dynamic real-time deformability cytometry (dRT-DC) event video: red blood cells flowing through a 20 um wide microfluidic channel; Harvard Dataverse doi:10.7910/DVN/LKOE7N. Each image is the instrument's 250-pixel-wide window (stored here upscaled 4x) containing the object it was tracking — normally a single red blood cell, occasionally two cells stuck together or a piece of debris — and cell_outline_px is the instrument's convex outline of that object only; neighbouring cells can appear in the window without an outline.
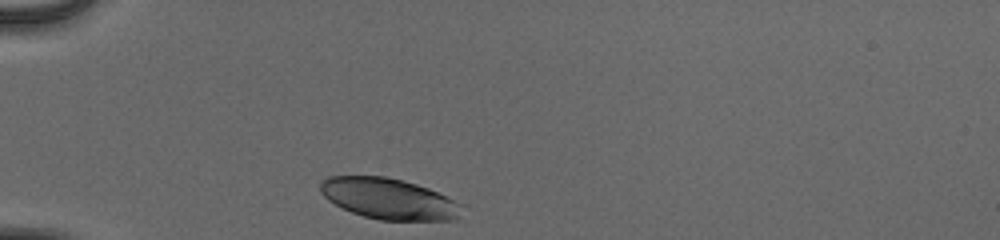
{"species": "human", "species_latin": "Homo sapiens", "temperature_condition": "cold", "stored_images_in_passage": 30, "camera_frame_rate_fps": 3000, "um_per_image_px": 0.085, "donor": {"sex": "male"}, "frame": {"image": 1, "passage_image": 1, "time_ms": 0.0, "image_size_px": [1000, 240], "cell_outline_px": [[460, 220], [380, 220], [364, 216], [352, 212], [328, 200], [320, 192], [320, 180], [328, 176], [384, 176], [416, 184], [428, 188], [460, 204]], "centroid_in_image_um": [33.01, 16.89], "position_along_channel_um": 52.0, "area_um2": 33.41}}
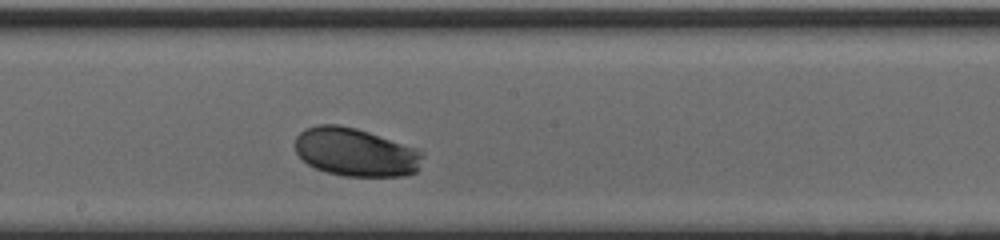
{"frame": {"image": 2, "passage_image": 16, "time_ms": 5.0, "image_size_px": [1000, 240], "cell_outline_px": [[424, 156], [416, 172], [408, 176], [344, 176], [328, 172], [316, 168], [308, 164], [296, 152], [296, 136], [304, 128], [316, 124], [340, 124], [356, 128], [416, 148]], "centroid_in_image_um": [30.22, 12.93], "position_along_channel_um": 218.0, "area_um2": 35.84}}
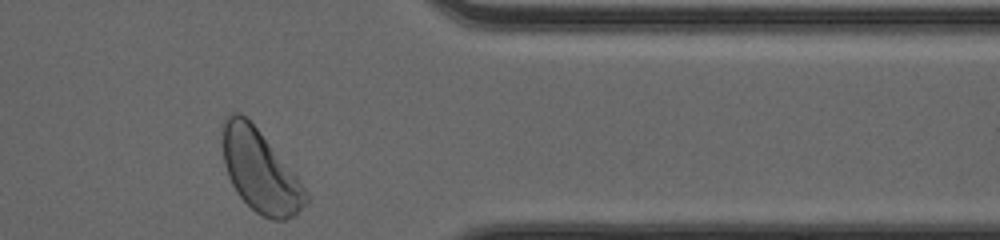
{"frame": {"image": 3, "passage_image": 30, "time_ms": 9.667, "image_size_px": [1000, 240], "cell_outline_px": [[308, 204], [292, 216], [284, 220], [272, 220], [256, 212], [236, 192], [228, 176], [224, 164], [220, 140], [220, 132], [224, 116], [232, 112], [240, 112], [256, 128], [296, 172], [308, 196]], "centroid_in_image_um": [22.08, 14.5], "position_along_channel_um": 389.3, "area_um2": 40.23}, "authors_computed_cell_mechanics": {"area_um2": 35.2291, "velocity_mm_per_s": 3.8517, "shape_relaxation_time_tau1_ms": 1.7458, "shape_relaxation_time_tau2_ms": null, "deformation_change_tau1": 0.1131, "deformation_change_tau2": null}}